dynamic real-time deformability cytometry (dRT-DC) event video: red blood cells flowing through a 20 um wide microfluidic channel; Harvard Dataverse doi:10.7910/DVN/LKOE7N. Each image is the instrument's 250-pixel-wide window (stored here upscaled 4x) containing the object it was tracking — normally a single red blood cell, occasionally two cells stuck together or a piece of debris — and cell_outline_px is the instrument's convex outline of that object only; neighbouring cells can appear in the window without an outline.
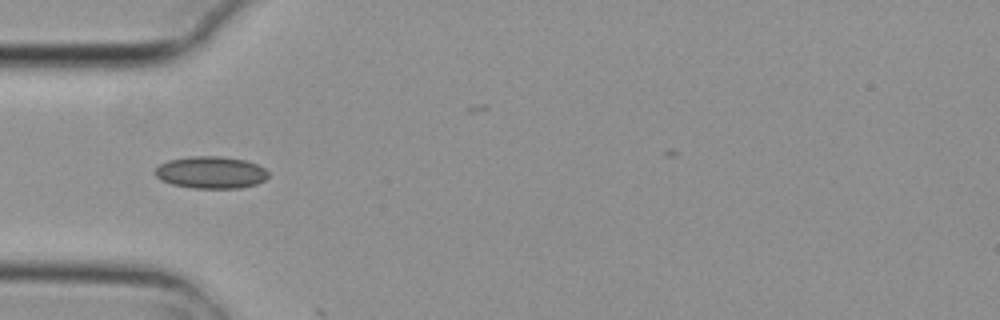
{"species": "common noctule bat (a hibernating species)", "species_latin": "Nyctalus noctula", "temperature_condition": "cold", "stored_images_in_passage": 6, "camera_frame_rate_fps": 3000, "um_per_image_px": 0.085, "animal": {"sex": "female", "body_mass_g": 29.2, "forearm_length_mm": 56.3}, "frame": {"image": 1, "passage_image": 4, "time_ms": 1.0, "image_size_px": [1000, 320], "cell_outline_px": [[268, 176], [264, 180], [256, 184], [240, 188], [192, 188], [172, 184], [160, 180], [156, 176], [156, 168], [160, 164], [168, 160], [192, 156], [216, 156], [244, 160], [256, 164], [264, 168], [268, 172]], "centroid_in_image_um": [17.92, 14.66], "position_along_channel_um": 67.1, "area_um2": 21.04}}
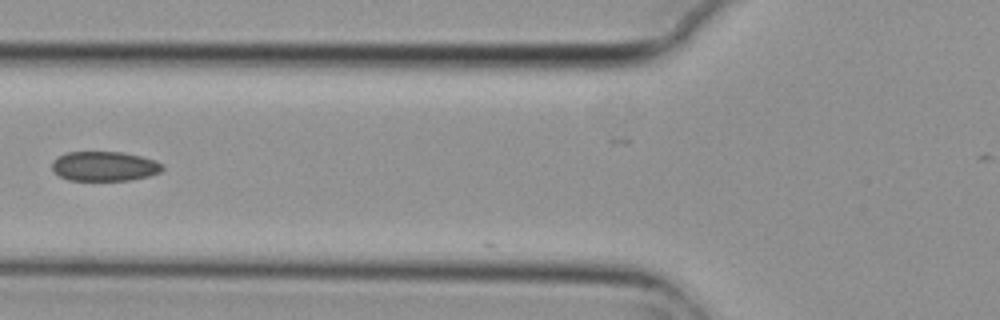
{"frame": {"image": 2, "passage_image": 5, "time_ms": 1.333, "image_size_px": [1000, 320], "cell_outline_px": [[164, 168], [160, 172], [148, 176], [128, 180], [68, 180], [60, 176], [52, 168], [52, 160], [56, 156], [68, 152], [124, 152], [156, 160]], "centroid_in_image_um": [8.85, 14.12], "position_along_channel_um": 116.9, "area_um2": 19.02}}
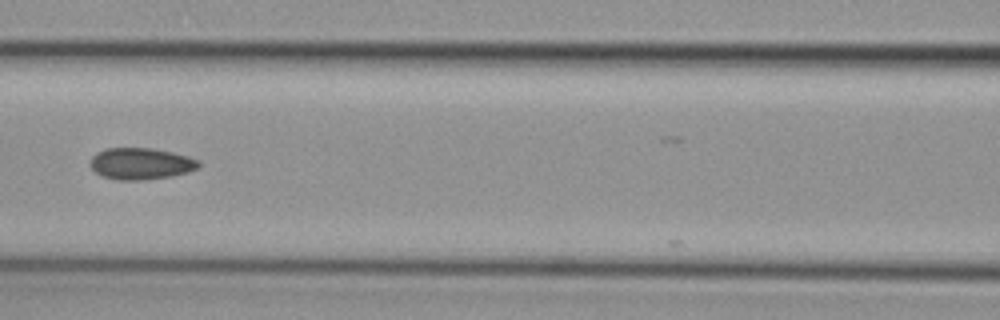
{"frame": {"image": 3, "passage_image": 6, "time_ms": 1.667, "image_size_px": [1000, 320], "cell_outline_px": [[200, 168], [188, 172], [172, 176], [144, 180], [116, 180], [104, 176], [96, 172], [88, 164], [92, 156], [96, 152], [108, 148], [152, 148], [172, 152], [188, 156], [200, 160]], "centroid_in_image_um": [11.99, 13.91], "position_along_channel_um": 154.6, "area_um2": 20.17}}